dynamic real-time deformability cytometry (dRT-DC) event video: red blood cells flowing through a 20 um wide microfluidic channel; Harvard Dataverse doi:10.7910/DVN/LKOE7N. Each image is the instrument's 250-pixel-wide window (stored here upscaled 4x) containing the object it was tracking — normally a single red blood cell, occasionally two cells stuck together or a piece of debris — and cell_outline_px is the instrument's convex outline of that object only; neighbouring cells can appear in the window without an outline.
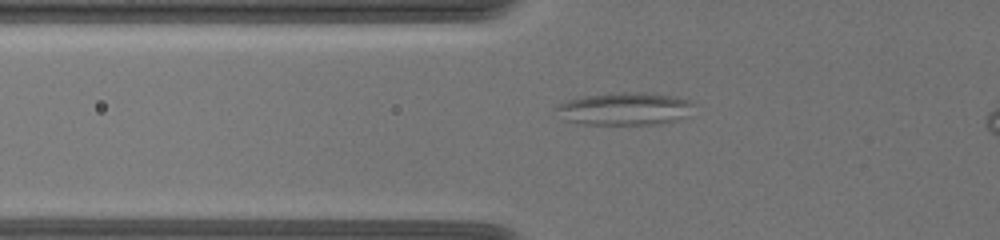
{"species": "common noctule bat (a hibernating species)", "species_latin": "Nyctalus noctula", "temperature_condition": "warm", "stored_images_in_passage": 30, "camera_frame_rate_fps": 3000, "um_per_image_px": 0.085, "animal": {"sex": "female", "body_mass_g": 19.5, "forearm_length_mm": 54.1}, "frame": {"image": 1, "passage_image": 6, "time_ms": 1.667, "image_size_px": [1000, 240], "cell_outline_px": [[692, 104], [676, 120], [660, 124], [580, 124], [568, 120], [552, 108], [568, 100], [580, 96], [624, 92], [636, 92], [676, 96], [692, 100]], "centroid_in_image_um": [53.02, 9.23], "position_along_channel_um": 72.8, "area_um2": 25.61}}
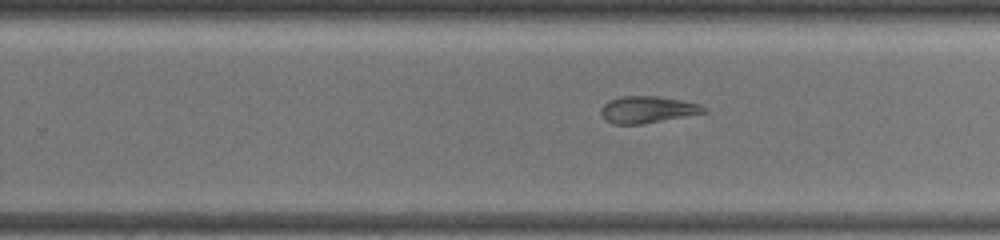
{"frame": {"image": 2, "passage_image": 14, "time_ms": 7.333, "image_size_px": [1000, 240], "cell_outline_px": [[708, 112], [644, 124], [612, 124], [600, 112], [600, 108], [608, 100], [620, 96], [656, 96], [680, 100], [700, 104], [708, 108]], "centroid_in_image_um": [55.06, 9.31], "position_along_channel_um": 274.7, "area_um2": 16.13}}
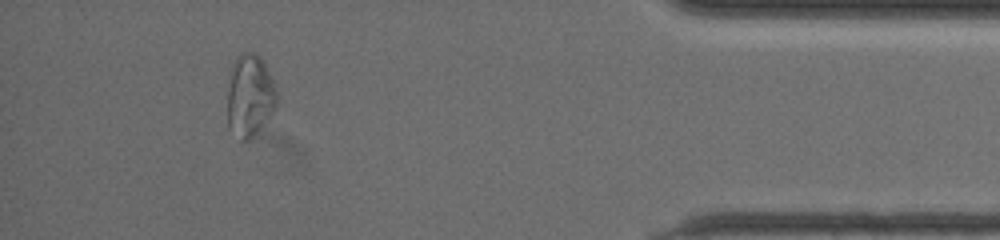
{"frame": {"image": 3, "passage_image": 29, "time_ms": 12.333, "image_size_px": [1000, 240], "cell_outline_px": [[276, 108], [264, 124], [248, 140], [240, 140], [228, 128], [228, 88], [232, 68], [240, 52], [252, 52], [260, 56], [264, 60], [276, 88]], "centroid_in_image_um": [21.24, 8.13], "position_along_channel_um": 414.0, "area_um2": 23.58}}